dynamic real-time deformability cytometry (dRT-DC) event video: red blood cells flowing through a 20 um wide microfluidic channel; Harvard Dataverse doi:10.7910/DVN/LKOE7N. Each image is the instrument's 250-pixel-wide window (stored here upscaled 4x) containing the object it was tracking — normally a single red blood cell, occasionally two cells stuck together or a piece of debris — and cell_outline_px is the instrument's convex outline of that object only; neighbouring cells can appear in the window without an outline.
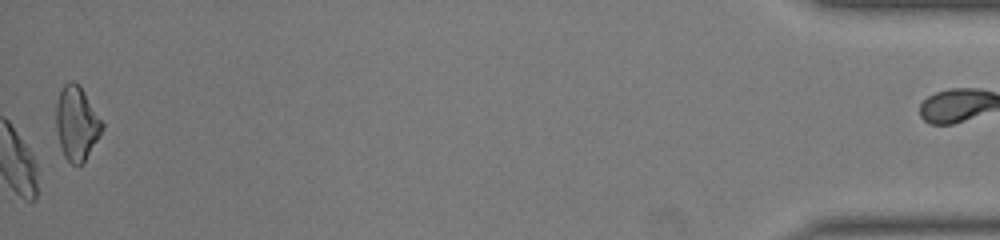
{"species": "common noctule bat (a hibernating species)", "species_latin": "Nyctalus noctula", "temperature_condition": "warm", "stored_images_in_passage": 46, "camera_frame_rate_fps": 3000, "um_per_image_px": 0.085, "animal": {"sex": "male", "body_mass_g": 19.0, "forearm_length_mm": 50.8}, "frame": {"image": 1, "passage_image": 46, "time_ms": 15.0, "image_size_px": [1000, 240], "cell_outline_px": [[104, 128], [84, 164], [80, 168], [76, 168], [64, 156], [60, 144], [56, 128], [56, 104], [60, 92], [64, 84], [72, 80], [80, 84], [104, 124]], "centroid_in_image_um": [6.53, 10.52], "position_along_channel_um": 428.7, "area_um2": 20.17}, "authors_computed_cell_mechanics": {"area_um2": 17.6579, "velocity_mm_per_s": 4.3545, "shape_relaxation_time_tau1_ms": 2.2735, "shape_relaxation_time_tau2_ms": 1.3089, "deformation_change_tau1": 0.1532, "deformation_change_tau2": 0.0392}}